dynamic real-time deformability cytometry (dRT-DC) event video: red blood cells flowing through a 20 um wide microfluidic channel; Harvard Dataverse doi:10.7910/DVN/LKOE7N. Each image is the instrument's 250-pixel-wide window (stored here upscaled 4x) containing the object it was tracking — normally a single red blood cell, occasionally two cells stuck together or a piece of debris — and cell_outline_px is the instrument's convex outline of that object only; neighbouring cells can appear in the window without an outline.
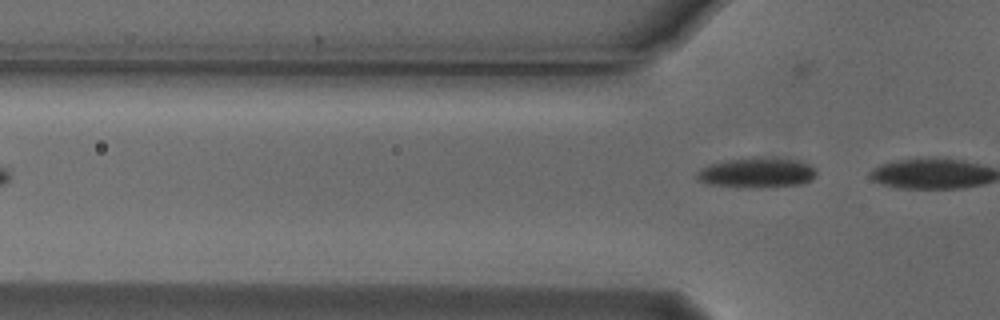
{"species": "Egyptian fruit bat (a non-hibernating species)", "species_latin": "Rousettus aegyptiacus", "temperature_condition": "cold", "stored_images_in_passage": 4, "camera_frame_rate_fps": 3000, "um_per_image_px": 0.085, "animal": {"sex": "male"}, "frame": {"image": 1, "passage_image": 4, "time_ms": 1.0, "image_size_px": [1000, 320], "cell_outline_px": [[816, 176], [812, 180], [800, 184], [760, 188], [756, 188], [704, 184], [696, 180], [696, 172], [700, 168], [708, 164], [728, 160], [752, 156], [760, 156], [796, 160], [808, 164], [816, 168]], "centroid_in_image_um": [64.29, 14.67], "position_along_channel_um": 61.5, "area_um2": 21.44}}